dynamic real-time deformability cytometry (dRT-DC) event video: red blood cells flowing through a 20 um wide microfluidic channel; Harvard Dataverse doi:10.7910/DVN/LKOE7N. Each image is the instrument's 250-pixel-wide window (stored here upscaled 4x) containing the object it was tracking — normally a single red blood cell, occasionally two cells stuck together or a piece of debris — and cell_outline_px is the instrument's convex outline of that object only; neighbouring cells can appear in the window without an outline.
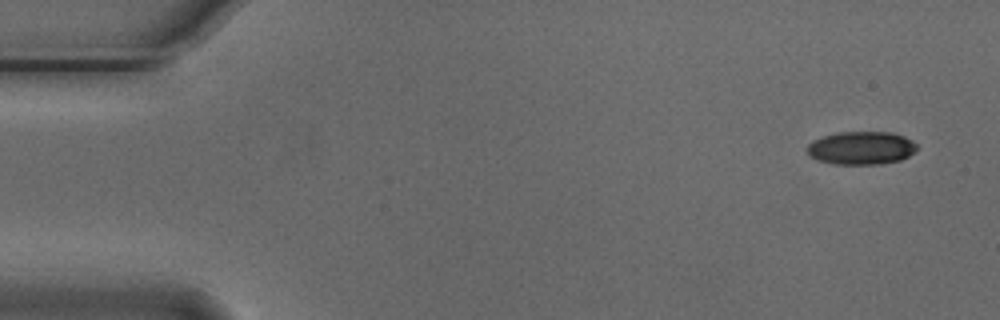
{"species": "Egyptian fruit bat (a non-hibernating species)", "species_latin": "Rousettus aegyptiacus", "temperature_condition": "cold", "stored_images_in_passage": 52, "camera_frame_rate_fps": 3000, "um_per_image_px": 0.085, "animal": {"sex": "male"}, "frame": {"image": 1, "passage_image": 1, "time_ms": 0.0, "image_size_px": [1000, 320], "cell_outline_px": [[916, 148], [908, 156], [900, 160], [880, 164], [832, 164], [816, 160], [808, 156], [808, 144], [812, 140], [836, 132], [892, 132], [904, 136], [912, 140], [916, 144]], "centroid_in_image_um": [73.17, 12.58], "position_along_channel_um": 11.8, "area_um2": 21.27}}
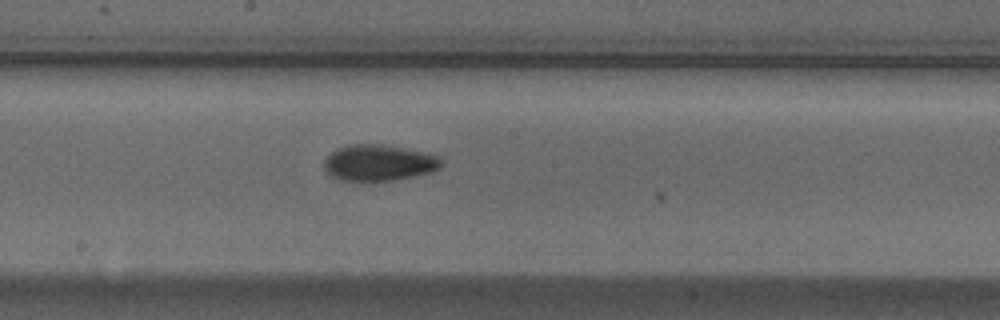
{"frame": {"image": 2, "passage_image": 27, "time_ms": 8.667, "image_size_px": [1000, 320], "cell_outline_px": [[440, 168], [432, 172], [392, 180], [340, 180], [332, 176], [324, 168], [324, 160], [336, 148], [348, 144], [380, 144], [404, 148], [424, 152], [436, 156], [440, 160]], "centroid_in_image_um": [32.16, 13.82], "position_along_channel_um": 216.0, "area_um2": 24.33}}
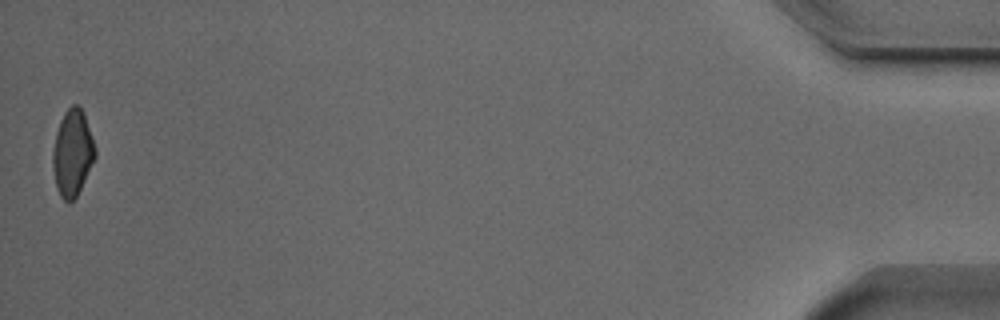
{"frame": {"image": 3, "passage_image": 52, "time_ms": 17.0, "image_size_px": [1000, 320], "cell_outline_px": [[96, 156], [76, 196], [68, 204], [60, 196], [56, 188], [52, 164], [52, 152], [56, 132], [60, 120], [64, 112], [72, 104], [76, 104], [84, 112], [96, 148]], "centroid_in_image_um": [6.15, 12.98], "position_along_channel_um": 429.1, "area_um2": 21.33}, "authors_computed_cell_mechanics": {"area_um2": 22.5998, "velocity_mm_per_s": 3.7507, "shape_relaxation_time_tau1_ms": 4.0849, "shape_relaxation_time_tau2_ms": 3.4233, "deformation_change_tau1": 0.1286, "deformation_change_tau2": 0.0963}}